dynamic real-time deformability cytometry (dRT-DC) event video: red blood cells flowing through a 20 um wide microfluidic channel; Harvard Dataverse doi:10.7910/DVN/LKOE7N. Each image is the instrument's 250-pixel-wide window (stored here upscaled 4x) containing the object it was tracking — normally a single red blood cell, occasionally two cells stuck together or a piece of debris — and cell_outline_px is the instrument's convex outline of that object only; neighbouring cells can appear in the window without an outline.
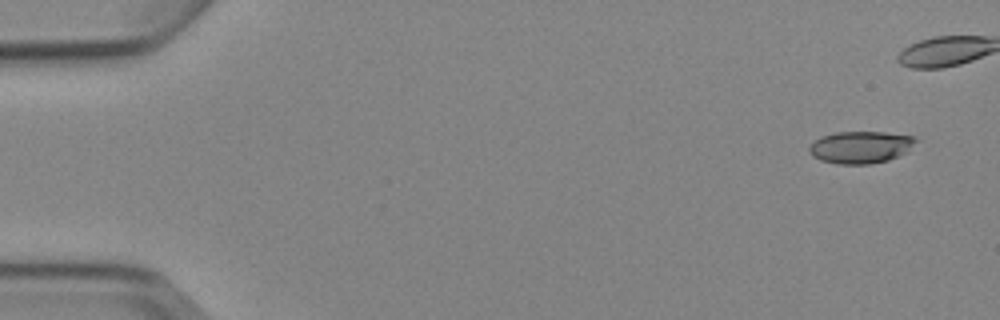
{"species": "Egyptian fruit bat (a non-hibernating species)", "species_latin": "Rousettus aegyptiacus", "temperature_condition": "cold", "stored_images_in_passage": 10, "camera_frame_rate_fps": 3000, "um_per_image_px": 0.085, "animal": {"sex": "female"}, "frame": {"image": 1, "passage_image": 1, "time_ms": 0.0, "image_size_px": [1000, 320], "cell_outline_px": [[920, 140], [908, 152], [900, 156], [888, 160], [868, 164], [836, 164], [820, 160], [812, 156], [808, 152], [808, 148], [820, 136], [836, 132], [884, 132], [912, 136]], "centroid_in_image_um": [73.18, 12.51], "position_along_channel_um": 11.8, "area_um2": 20.23}}